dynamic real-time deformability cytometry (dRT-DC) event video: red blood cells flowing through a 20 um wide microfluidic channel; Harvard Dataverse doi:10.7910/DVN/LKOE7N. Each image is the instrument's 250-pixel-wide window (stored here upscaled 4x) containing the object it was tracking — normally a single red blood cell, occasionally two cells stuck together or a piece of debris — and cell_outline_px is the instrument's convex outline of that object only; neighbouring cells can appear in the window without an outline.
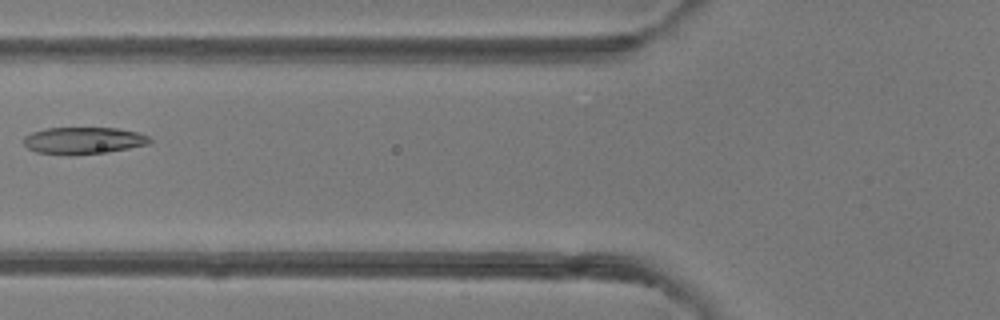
{"species": "common noctule bat (a hibernating species)", "species_latin": "Nyctalus noctula", "temperature_condition": "room temperature", "stored_images_in_passage": 8, "camera_frame_rate_fps": 3000, "um_per_image_px": 0.085, "animal": {"sex": "female"}, "frame": {"image": 1, "passage_image": 6, "time_ms": 6.667, "image_size_px": [1000, 320], "cell_outline_px": [[152, 140], [148, 144], [108, 152], [76, 156], [68, 156], [36, 152], [28, 148], [24, 144], [24, 136], [32, 132], [48, 128], [116, 128], [140, 132], [148, 136]], "centroid_in_image_um": [7.09, 11.96], "position_along_channel_um": 118.7, "area_um2": 20.06}}
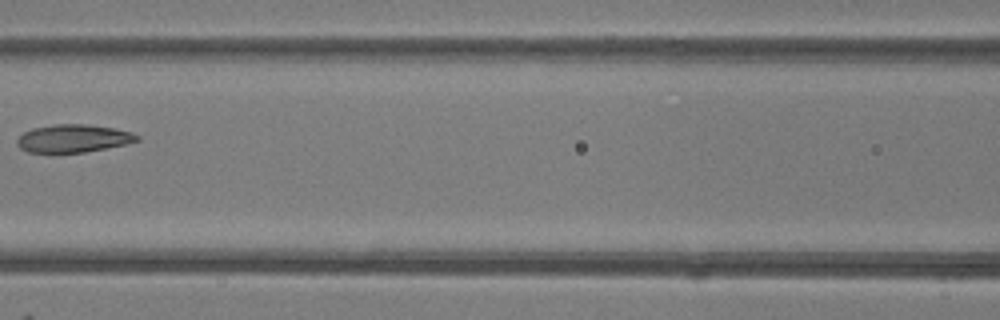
{"frame": {"image": 2, "passage_image": 7, "time_ms": 7.667, "image_size_px": [1000, 320], "cell_outline_px": [[140, 140], [124, 144], [84, 152], [28, 152], [20, 148], [16, 144], [16, 140], [24, 132], [32, 128], [56, 124], [84, 124], [112, 128], [132, 132], [140, 136]], "centroid_in_image_um": [6.21, 11.76], "position_along_channel_um": 160.4, "area_um2": 19.25}}
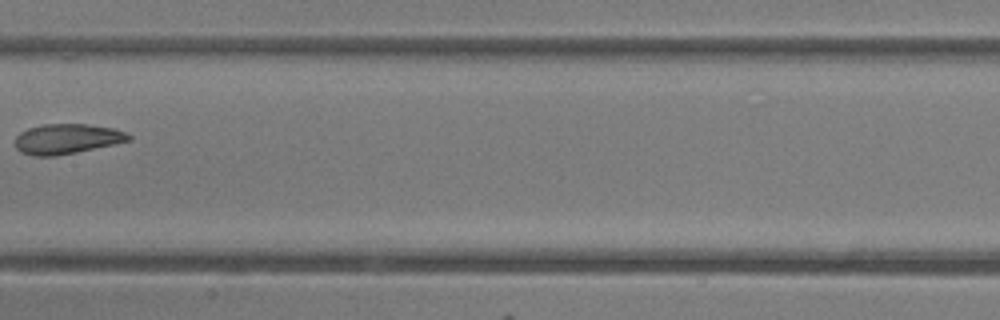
{"frame": {"image": 3, "passage_image": 8, "time_ms": 8.667, "image_size_px": [1000, 320], "cell_outline_px": [[132, 140], [76, 152], [56, 156], [32, 156], [20, 152], [16, 148], [16, 136], [20, 132], [28, 128], [40, 124], [88, 124], [112, 128], [128, 132], [132, 136]], "centroid_in_image_um": [5.68, 11.8], "position_along_channel_um": 201.7, "area_um2": 20.0}}